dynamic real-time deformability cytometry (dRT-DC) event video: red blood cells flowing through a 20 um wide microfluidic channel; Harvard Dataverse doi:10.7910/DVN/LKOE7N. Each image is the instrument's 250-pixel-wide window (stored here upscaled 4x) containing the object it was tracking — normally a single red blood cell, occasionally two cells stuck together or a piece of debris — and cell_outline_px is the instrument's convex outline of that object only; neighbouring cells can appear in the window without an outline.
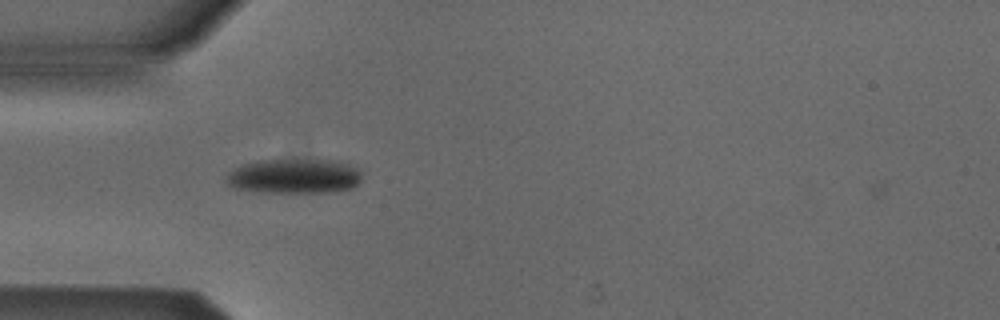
{"species": "Egyptian fruit bat (a non-hibernating species)", "species_latin": "Rousettus aegyptiacus", "temperature_condition": "cold", "stored_images_in_passage": 5, "camera_frame_rate_fps": 3000, "um_per_image_px": 0.085, "animal": {"sex": "male"}, "frame": {"image": 1, "passage_image": 1, "time_ms": 0.0, "image_size_px": [1000, 320], "cell_outline_px": [[360, 180], [352, 188], [332, 192], [260, 192], [236, 188], [228, 184], [224, 180], [236, 168], [244, 164], [256, 160], [336, 160], [348, 164], [356, 168], [360, 172]], "centroid_in_image_um": [25.02, 14.98], "position_along_channel_um": 60.0, "area_um2": 27.17}}
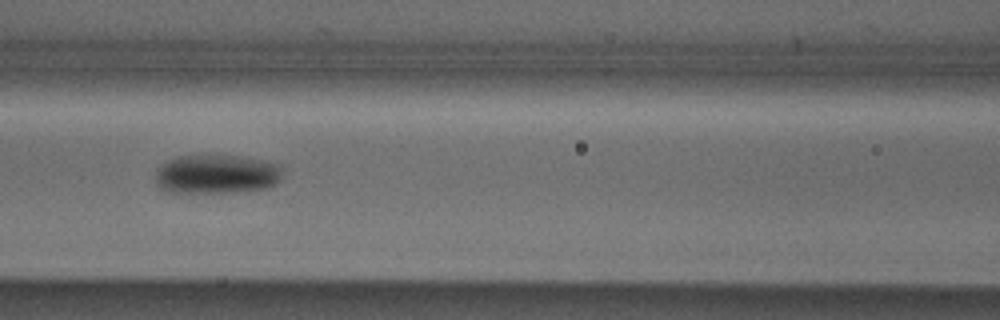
{"frame": {"image": 2, "passage_image": 3, "time_ms": 0.667, "image_size_px": [1000, 320], "cell_outline_px": [[280, 180], [276, 184], [268, 188], [236, 192], [168, 192], [160, 188], [156, 184], [156, 172], [168, 160], [176, 156], [236, 156], [260, 160], [276, 164], [280, 168]], "centroid_in_image_um": [18.39, 14.82], "position_along_channel_um": 148.2, "area_um2": 28.55}}
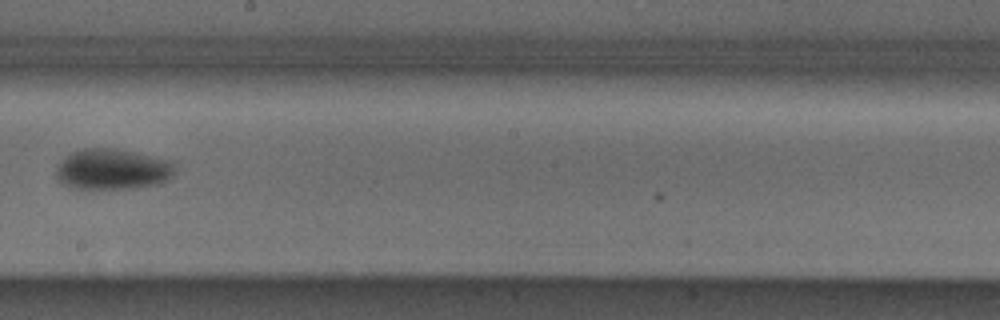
{"frame": {"image": 3, "passage_image": 5, "time_ms": 1.333, "image_size_px": [1000, 320], "cell_outline_px": [[176, 168], [172, 176], [168, 180], [156, 184], [136, 188], [72, 188], [56, 180], [56, 168], [60, 160], [64, 156], [72, 152], [84, 148], [112, 148], [172, 160]], "centroid_in_image_um": [9.54, 14.38], "position_along_channel_um": 238.7, "area_um2": 28.32}}